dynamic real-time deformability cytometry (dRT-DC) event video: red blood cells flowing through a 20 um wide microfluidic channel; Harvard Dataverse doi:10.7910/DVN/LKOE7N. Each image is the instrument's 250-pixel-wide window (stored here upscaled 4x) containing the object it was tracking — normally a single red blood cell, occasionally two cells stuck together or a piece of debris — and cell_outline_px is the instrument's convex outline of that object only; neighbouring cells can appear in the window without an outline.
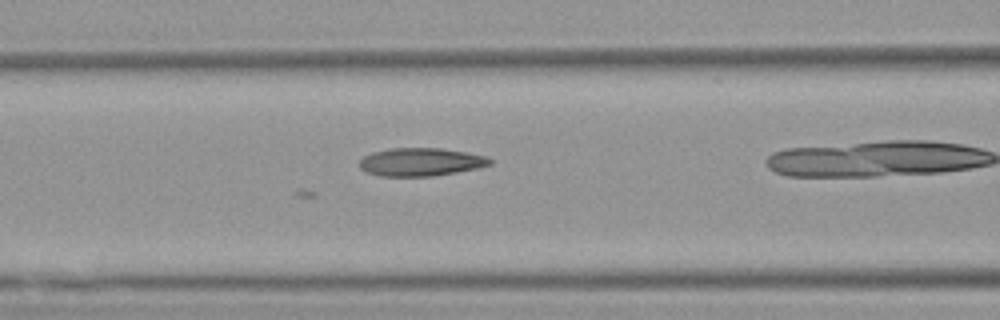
{"species": "Egyptian fruit bat (a non-hibernating species)", "species_latin": "Rousettus aegyptiacus", "temperature_condition": "warm", "stored_images_in_passage": 26, "camera_frame_rate_fps": 3000, "um_per_image_px": 0.085, "animal": {"sex": "female"}, "frame": {"image": 1, "passage_image": 7, "time_ms": 2.0, "image_size_px": [1000, 320], "cell_outline_px": [[492, 164], [480, 168], [432, 176], [380, 176], [364, 172], [360, 168], [360, 160], [364, 156], [372, 152], [388, 148], [440, 148], [468, 152], [488, 156], [492, 160]], "centroid_in_image_um": [35.78, 13.76], "position_along_channel_um": 130.8, "area_um2": 21.62}}
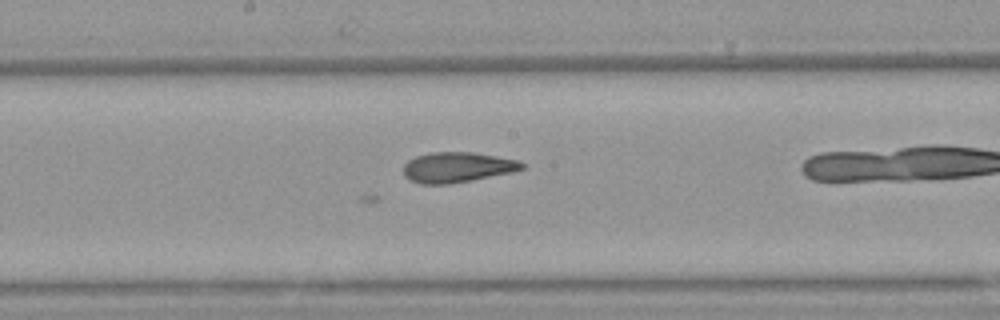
{"frame": {"image": 2, "passage_image": 13, "time_ms": 4.0, "image_size_px": [1000, 320], "cell_outline_px": [[524, 168], [512, 172], [472, 180], [448, 184], [420, 184], [408, 180], [404, 176], [404, 164], [408, 160], [416, 156], [432, 152], [472, 152], [520, 160], [524, 164]], "centroid_in_image_um": [38.85, 14.22], "position_along_channel_um": 209.4, "area_um2": 20.98}}
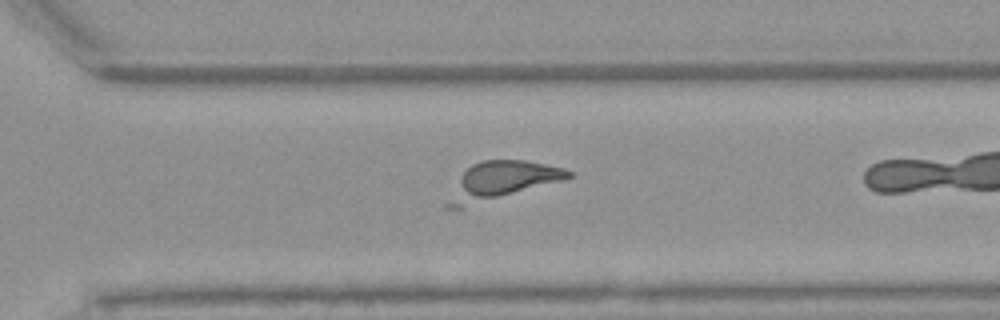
{"frame": {"image": 3, "passage_image": 22, "time_ms": 7.0, "image_size_px": [1000, 320], "cell_outline_px": [[572, 176], [564, 180], [460, 208], [444, 208], [444, 204], [460, 176], [472, 164], [484, 160], [524, 160], [564, 168], [572, 172]], "centroid_in_image_um": [42.62, 15.35], "position_along_channel_um": 328.0, "area_um2": 25.89}}